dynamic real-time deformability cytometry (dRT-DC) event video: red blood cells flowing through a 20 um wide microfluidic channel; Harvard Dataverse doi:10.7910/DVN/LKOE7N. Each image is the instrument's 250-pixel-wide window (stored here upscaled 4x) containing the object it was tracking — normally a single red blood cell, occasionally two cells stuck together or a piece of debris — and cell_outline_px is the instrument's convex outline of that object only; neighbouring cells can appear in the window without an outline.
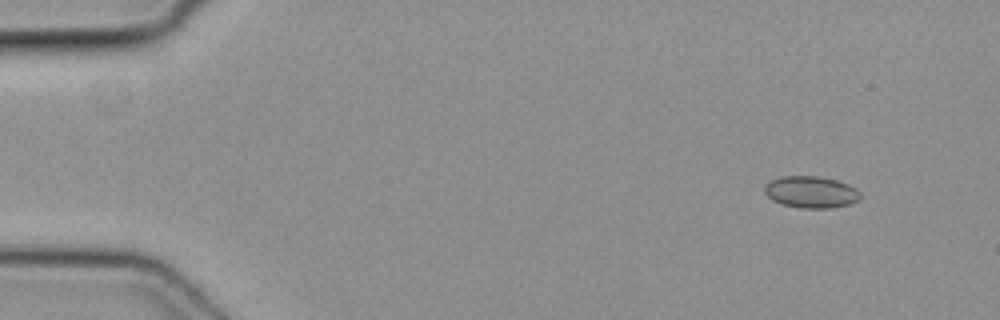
{"species": "common noctule bat (a hibernating species)", "species_latin": "Nyctalus noctula", "temperature_condition": "cold", "stored_images_in_passage": 13, "camera_frame_rate_fps": 3000, "um_per_image_px": 0.085, "animal": {"sex": "female", "body_mass_g": 19.3, "forearm_length_mm": 54.1}, "frame": {"image": 1, "passage_image": 3, "time_ms": 0.667, "image_size_px": [1000, 320], "cell_outline_px": [[860, 200], [848, 204], [828, 208], [800, 208], [784, 204], [772, 200], [764, 192], [764, 188], [772, 180], [780, 176], [816, 176], [836, 180], [848, 184], [856, 188], [860, 192]], "centroid_in_image_um": [68.95, 16.32], "position_along_channel_um": 16.1, "area_um2": 17.57}}